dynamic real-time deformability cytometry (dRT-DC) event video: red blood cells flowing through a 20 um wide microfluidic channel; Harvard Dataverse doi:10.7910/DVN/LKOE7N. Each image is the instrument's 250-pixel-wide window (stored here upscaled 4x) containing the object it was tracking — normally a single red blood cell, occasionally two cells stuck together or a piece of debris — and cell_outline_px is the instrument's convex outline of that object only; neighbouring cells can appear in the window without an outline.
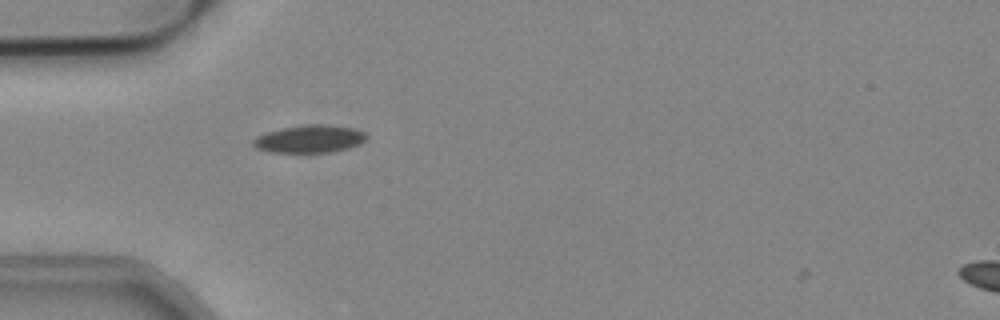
{"species": "common noctule bat (a hibernating species)", "species_latin": "Nyctalus noctula", "temperature_condition": "cold", "stored_images_in_passage": 3, "camera_frame_rate_fps": 3000, "um_per_image_px": 0.085, "animal": {"sex": "male", "body_mass_g": 19.2, "forearm_length_mm": 51.8}, "frame": {"image": 1, "passage_image": 2, "time_ms": 0.333, "image_size_px": [1000, 320], "cell_outline_px": [[368, 136], [364, 140], [348, 148], [328, 152], [268, 152], [256, 148], [252, 144], [252, 140], [256, 136], [280, 128], [308, 124], [324, 124], [352, 128], [364, 132]], "centroid_in_image_um": [26.26, 11.8], "position_along_channel_um": 58.7, "area_um2": 18.09}}